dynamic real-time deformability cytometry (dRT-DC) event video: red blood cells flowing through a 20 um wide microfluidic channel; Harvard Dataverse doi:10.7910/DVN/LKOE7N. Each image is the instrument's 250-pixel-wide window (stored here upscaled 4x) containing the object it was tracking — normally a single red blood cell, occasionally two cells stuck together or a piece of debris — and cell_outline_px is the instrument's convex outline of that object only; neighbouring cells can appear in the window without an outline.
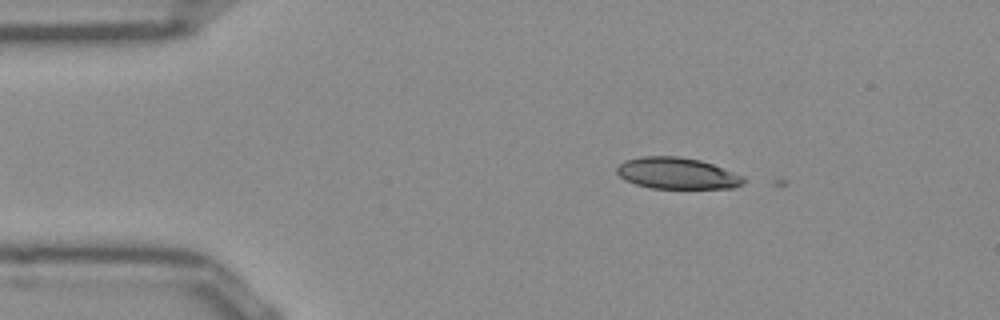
{"species": "Egyptian fruit bat (a non-hibernating species)", "species_latin": "Rousettus aegyptiacus", "temperature_condition": "room temperature", "stored_images_in_passage": 2, "camera_frame_rate_fps": 3000, "um_per_image_px": 0.085, "frame": {"image": 1, "passage_image": 1, "time_ms": 0.0, "image_size_px": [1000, 320], "cell_outline_px": [[748, 180], [744, 184], [732, 188], [652, 188], [636, 184], [624, 180], [616, 172], [616, 168], [624, 160], [640, 156], [676, 156], [700, 160], [712, 164], [744, 176]], "centroid_in_image_um": [57.56, 14.73], "position_along_channel_um": 27.4, "area_um2": 23.29}}